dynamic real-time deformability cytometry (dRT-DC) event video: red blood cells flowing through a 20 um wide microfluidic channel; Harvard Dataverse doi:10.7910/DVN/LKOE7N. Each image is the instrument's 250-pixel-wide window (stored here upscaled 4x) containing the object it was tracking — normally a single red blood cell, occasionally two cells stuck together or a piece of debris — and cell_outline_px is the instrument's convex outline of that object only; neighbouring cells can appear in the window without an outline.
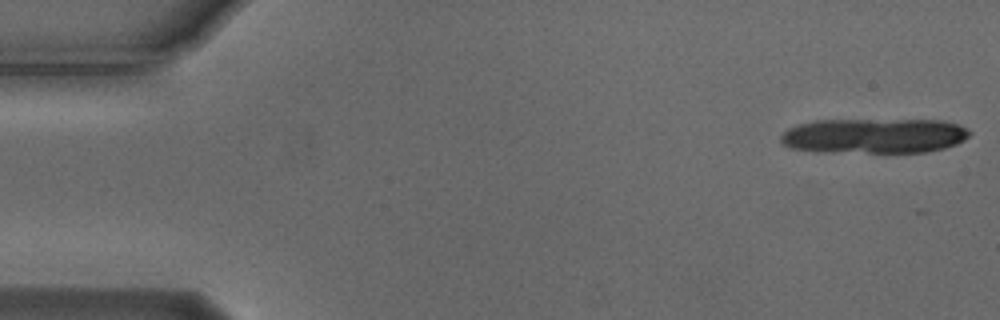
{"species": "Egyptian fruit bat (a non-hibernating species)", "species_latin": "Rousettus aegyptiacus", "temperature_condition": "cold", "stored_images_in_passage": 19, "camera_frame_rate_fps": 3000, "um_per_image_px": 0.085, "animal": {"sex": "male"}, "frame": {"image": 1, "passage_image": 1, "time_ms": 0.0, "image_size_px": [1000, 320], "cell_outline_px": [[972, 132], [964, 140], [956, 144], [944, 148], [928, 152], [816, 152], [792, 148], [784, 144], [780, 140], [780, 136], [788, 128], [800, 124], [816, 120], [944, 120], [960, 124], [968, 128]], "centroid_in_image_um": [74.34, 11.54], "position_along_channel_um": 10.7, "area_um2": 38.84}}
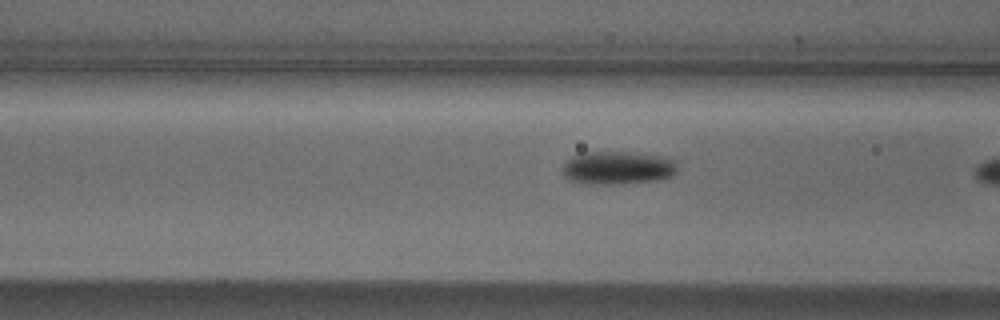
{"frame": {"image": 2, "passage_image": 18, "time_ms": 5.667, "image_size_px": [1000, 320], "cell_outline_px": [[676, 172], [672, 176], [656, 180], [612, 184], [588, 184], [568, 180], [564, 176], [560, 168], [572, 156], [580, 152], [636, 152], [660, 156], [672, 160], [676, 164]], "centroid_in_image_um": [52.44, 14.26], "position_along_channel_um": 114.2, "area_um2": 22.25}}